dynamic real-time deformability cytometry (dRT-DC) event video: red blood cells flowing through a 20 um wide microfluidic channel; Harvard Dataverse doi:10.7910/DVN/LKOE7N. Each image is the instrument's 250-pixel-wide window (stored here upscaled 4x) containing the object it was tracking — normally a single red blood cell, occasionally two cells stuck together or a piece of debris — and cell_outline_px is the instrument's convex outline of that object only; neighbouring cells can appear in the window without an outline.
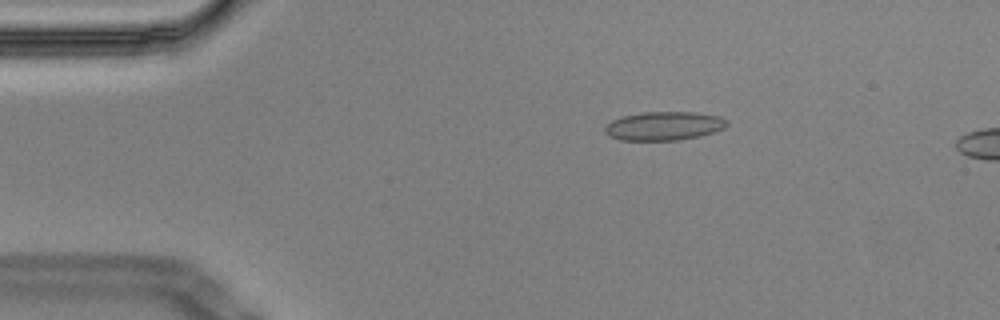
{"species": "Egyptian fruit bat (a non-hibernating species)", "species_latin": "Rousettus aegyptiacus", "temperature_condition": "cold", "stored_images_in_passage": 4, "camera_frame_rate_fps": 3000, "um_per_image_px": 0.085, "animal": {"sex": "male"}, "frame": {"image": 1, "passage_image": 3, "time_ms": 0.667, "image_size_px": [1000, 320], "cell_outline_px": [[728, 124], [724, 128], [700, 136], [680, 140], [620, 140], [608, 136], [604, 132], [604, 128], [612, 120], [624, 116], [644, 112], [692, 112], [720, 116]], "centroid_in_image_um": [56.41, 10.71], "position_along_channel_um": 28.6, "area_um2": 20.29}}